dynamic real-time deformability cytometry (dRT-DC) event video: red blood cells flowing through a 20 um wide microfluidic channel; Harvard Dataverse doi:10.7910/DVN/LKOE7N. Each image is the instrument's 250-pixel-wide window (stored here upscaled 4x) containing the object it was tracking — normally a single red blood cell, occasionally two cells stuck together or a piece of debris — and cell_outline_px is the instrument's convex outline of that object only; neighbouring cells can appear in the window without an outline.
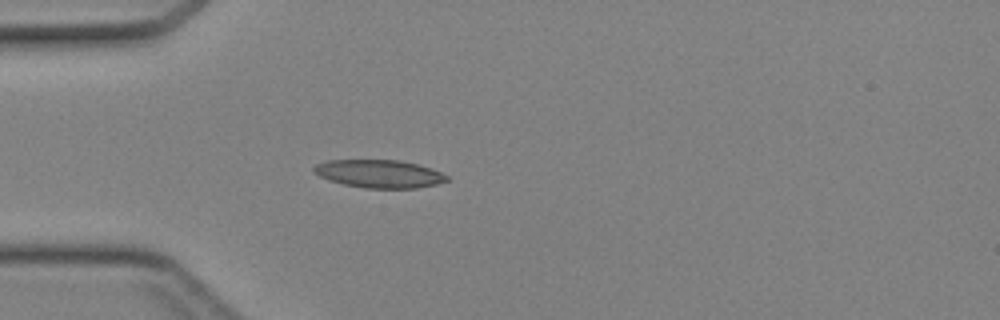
{"species": "Egyptian fruit bat (a non-hibernating species)", "species_latin": "Rousettus aegyptiacus", "temperature_condition": "cold", "stored_images_in_passage": 33, "camera_frame_rate_fps": 3000, "um_per_image_px": 0.085, "animal": {"sex": "female"}, "frame": {"image": 1, "passage_image": 1, "time_ms": 0.0, "image_size_px": [1000, 320], "cell_outline_px": [[448, 180], [436, 184], [416, 188], [364, 188], [344, 184], [328, 180], [312, 172], [312, 168], [316, 164], [328, 160], [400, 160], [416, 164], [440, 172], [448, 176]], "centroid_in_image_um": [32.18, 14.77], "position_along_channel_um": 52.8, "area_um2": 21.56}}
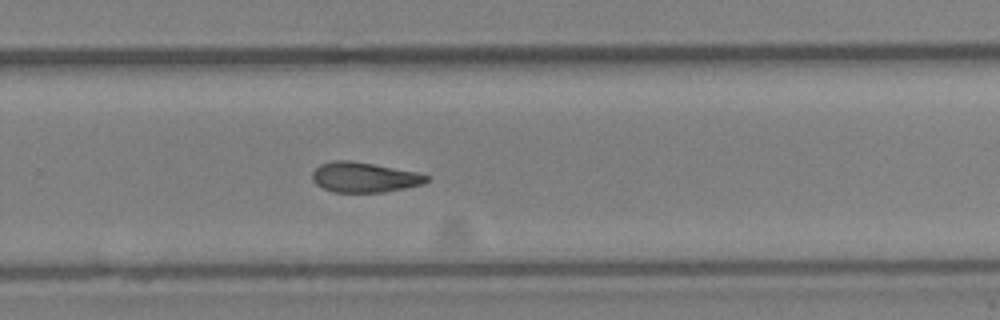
{"frame": {"image": 2, "passage_image": 18, "time_ms": 5.667, "image_size_px": [1000, 320], "cell_outline_px": [[432, 176], [424, 184], [384, 192], [336, 192], [324, 188], [316, 184], [312, 180], [312, 172], [320, 164], [332, 160], [352, 160], [416, 172]], "centroid_in_image_um": [30.97, 15.06], "position_along_channel_um": 298.8, "area_um2": 20.06}}
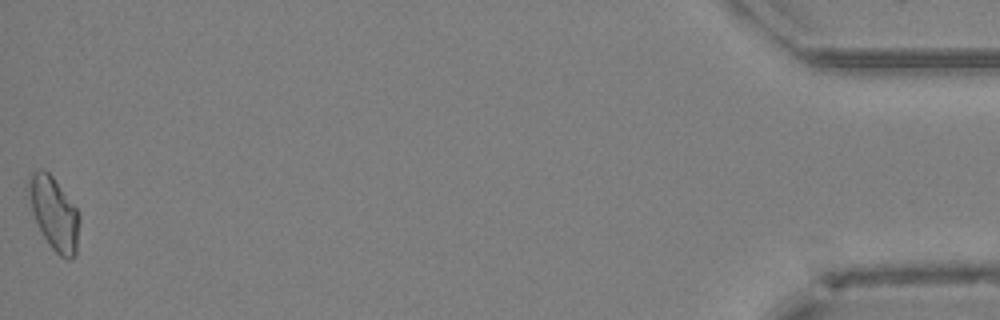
{"frame": {"image": 3, "passage_image": 33, "time_ms": 10.667, "image_size_px": [1000, 320], "cell_outline_px": [[80, 220], [76, 256], [72, 260], [68, 260], [60, 256], [52, 248], [44, 236], [32, 212], [24, 188], [28, 176], [32, 172], [40, 168], [44, 168], [52, 176], [76, 208], [80, 216]], "centroid_in_image_um": [4.56, 18.1], "position_along_channel_um": 430.6, "area_um2": 21.96}}